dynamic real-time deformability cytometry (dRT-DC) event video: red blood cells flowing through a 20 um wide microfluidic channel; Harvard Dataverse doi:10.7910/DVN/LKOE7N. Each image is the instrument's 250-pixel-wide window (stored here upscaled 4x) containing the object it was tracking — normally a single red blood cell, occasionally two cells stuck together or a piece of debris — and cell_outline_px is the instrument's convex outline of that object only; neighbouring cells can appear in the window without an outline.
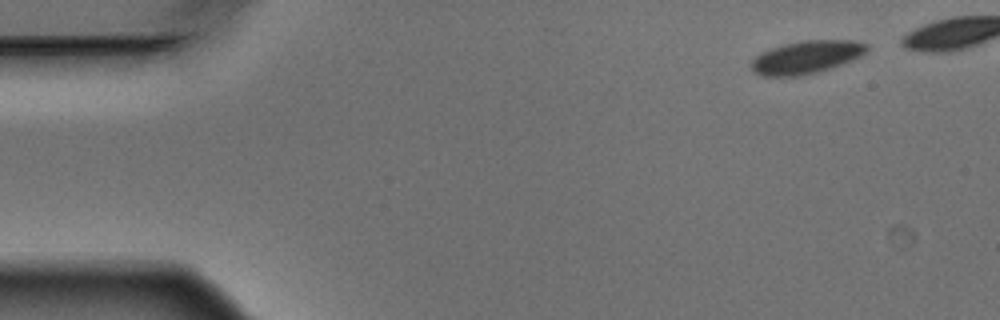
{"species": "Egyptian fruit bat (a non-hibernating species)", "species_latin": "Rousettus aegyptiacus", "temperature_condition": "warm", "stored_images_in_passage": 5, "camera_frame_rate_fps": 3000, "um_per_image_px": 0.085, "animal": {"sex": "male"}, "frame": {"image": 1, "passage_image": 1, "time_ms": 0.0, "image_size_px": [1000, 320], "cell_outline_px": [[868, 48], [860, 56], [852, 60], [832, 68], [800, 76], [760, 76], [752, 72], [752, 60], [756, 56], [772, 48], [784, 44], [800, 40], [856, 40], [868, 44]], "centroid_in_image_um": [68.55, 4.86], "position_along_channel_um": 16.4, "area_um2": 22.14}}